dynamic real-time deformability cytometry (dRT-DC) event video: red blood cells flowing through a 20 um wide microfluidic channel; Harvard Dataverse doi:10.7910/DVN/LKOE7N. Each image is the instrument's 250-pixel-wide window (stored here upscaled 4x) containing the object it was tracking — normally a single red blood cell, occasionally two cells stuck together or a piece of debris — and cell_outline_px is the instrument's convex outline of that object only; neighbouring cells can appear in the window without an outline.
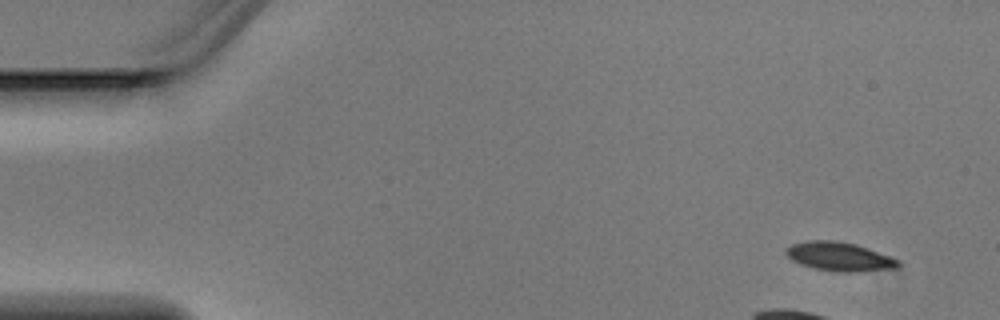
{"species": "Egyptian fruit bat (a non-hibernating species)", "species_latin": "Rousettus aegyptiacus", "temperature_condition": "warm", "stored_images_in_passage": 5, "camera_frame_rate_fps": 3000, "um_per_image_px": 0.085, "animal": {"sex": "male"}, "frame": {"image": 1, "passage_image": 1, "time_ms": 0.0, "image_size_px": [1000, 320], "cell_outline_px": [[900, 264], [896, 268], [860, 272], [848, 272], [816, 268], [800, 264], [792, 260], [784, 252], [784, 248], [792, 244], [808, 240], [832, 240], [856, 244], [868, 248], [900, 260]], "centroid_in_image_um": [71.34, 21.8], "position_along_channel_um": 13.7, "area_um2": 18.79}}